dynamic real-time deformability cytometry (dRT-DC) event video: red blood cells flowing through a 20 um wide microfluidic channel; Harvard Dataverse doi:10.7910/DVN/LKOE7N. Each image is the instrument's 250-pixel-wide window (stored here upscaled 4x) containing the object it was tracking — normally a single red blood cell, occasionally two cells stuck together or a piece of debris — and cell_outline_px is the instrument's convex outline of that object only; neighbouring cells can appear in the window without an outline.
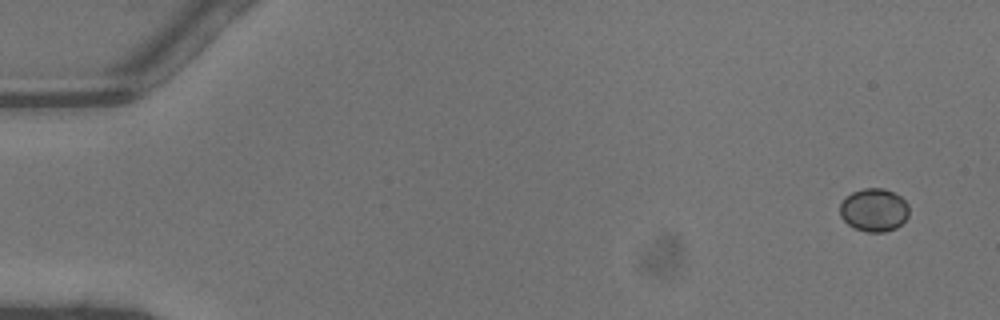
{"species": "common noctule bat (a hibernating species)", "species_latin": "Nyctalus noctula", "temperature_condition": "warm", "stored_images_in_passage": 45, "camera_frame_rate_fps": 3000, "um_per_image_px": 0.085, "animal": {"sex": "male", "body_mass_g": 13.3}, "frame": {"image": 1, "passage_image": 1, "time_ms": 0.0, "image_size_px": [1000, 320], "cell_outline_px": [[908, 216], [896, 228], [884, 232], [868, 232], [856, 228], [848, 224], [840, 216], [840, 204], [852, 192], [864, 188], [884, 188], [900, 196], [908, 204]], "centroid_in_image_um": [74.29, 17.84], "position_along_channel_um": 10.7, "area_um2": 17.17}}
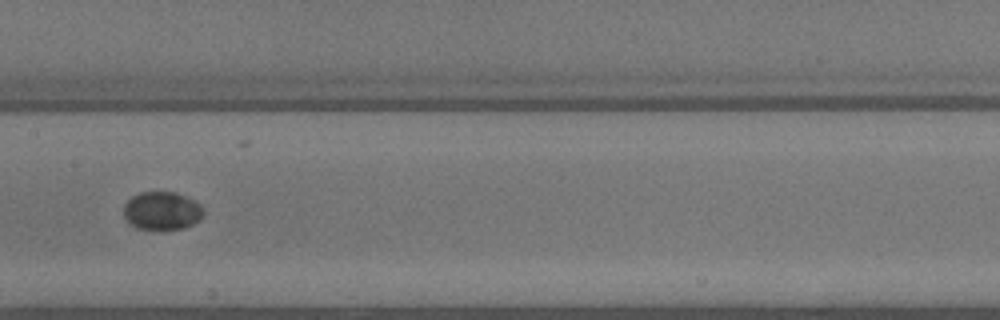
{"frame": {"image": 2, "passage_image": 23, "time_ms": 7.333, "image_size_px": [1000, 320], "cell_outline_px": [[204, 212], [200, 220], [184, 228], [136, 228], [124, 216], [124, 204], [132, 196], [140, 192], [176, 192], [200, 204], [204, 208]], "centroid_in_image_um": [13.78, 17.89], "position_along_channel_um": 193.6, "area_um2": 17.46}}
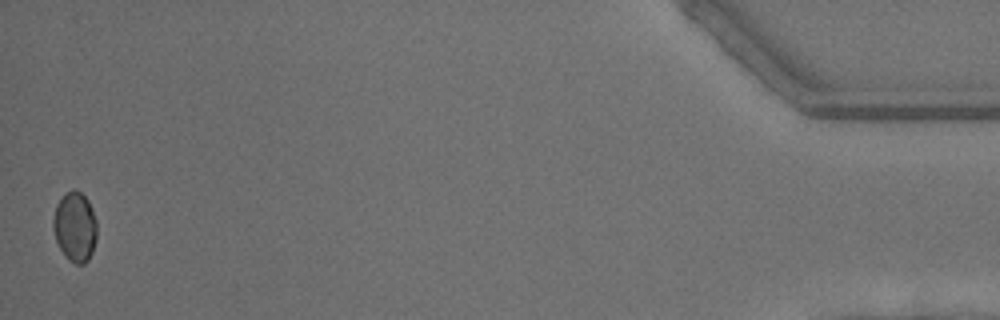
{"frame": {"image": 3, "passage_image": 45, "time_ms": 14.667, "image_size_px": [1000, 320], "cell_outline_px": [[96, 240], [92, 252], [88, 260], [84, 264], [76, 264], [68, 260], [64, 256], [56, 240], [52, 228], [52, 220], [56, 204], [72, 188], [80, 192], [88, 200], [92, 208], [96, 220]], "centroid_in_image_um": [6.36, 19.3], "position_along_channel_um": 428.8, "area_um2": 17.86}, "authors_computed_cell_mechanics": {"area_um2": 17.5712, "velocity_mm_per_s": 4.4981, "shape_relaxation_time_tau1_ms": 1.9197, "shape_relaxation_time_tau2_ms": null, "deformation_change_tau1": 0.075, "deformation_change_tau2": null}}